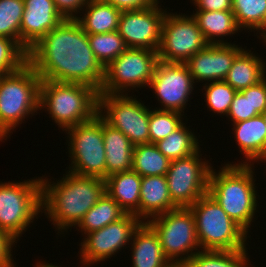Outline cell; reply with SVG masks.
Returning <instances> with one entry per match:
<instances>
[{
    "mask_svg": "<svg viewBox=\"0 0 266 267\" xmlns=\"http://www.w3.org/2000/svg\"><path fill=\"white\" fill-rule=\"evenodd\" d=\"M27 56L41 80L86 84L98 92L103 85L105 68L75 19H65L49 31Z\"/></svg>",
    "mask_w": 266,
    "mask_h": 267,
    "instance_id": "1",
    "label": "cell"
},
{
    "mask_svg": "<svg viewBox=\"0 0 266 267\" xmlns=\"http://www.w3.org/2000/svg\"><path fill=\"white\" fill-rule=\"evenodd\" d=\"M40 179L42 211L61 232L77 226L88 210L106 192L105 180L76 175L69 171L57 183L49 182L44 177Z\"/></svg>",
    "mask_w": 266,
    "mask_h": 267,
    "instance_id": "2",
    "label": "cell"
},
{
    "mask_svg": "<svg viewBox=\"0 0 266 267\" xmlns=\"http://www.w3.org/2000/svg\"><path fill=\"white\" fill-rule=\"evenodd\" d=\"M253 165L228 163L209 175L208 194L246 233L257 212Z\"/></svg>",
    "mask_w": 266,
    "mask_h": 267,
    "instance_id": "3",
    "label": "cell"
},
{
    "mask_svg": "<svg viewBox=\"0 0 266 267\" xmlns=\"http://www.w3.org/2000/svg\"><path fill=\"white\" fill-rule=\"evenodd\" d=\"M98 97L99 92L86 84L42 80L39 108L46 109L64 131L94 118Z\"/></svg>",
    "mask_w": 266,
    "mask_h": 267,
    "instance_id": "4",
    "label": "cell"
},
{
    "mask_svg": "<svg viewBox=\"0 0 266 267\" xmlns=\"http://www.w3.org/2000/svg\"><path fill=\"white\" fill-rule=\"evenodd\" d=\"M41 78L27 62L12 74L0 75V141L30 114L39 111Z\"/></svg>",
    "mask_w": 266,
    "mask_h": 267,
    "instance_id": "5",
    "label": "cell"
},
{
    "mask_svg": "<svg viewBox=\"0 0 266 267\" xmlns=\"http://www.w3.org/2000/svg\"><path fill=\"white\" fill-rule=\"evenodd\" d=\"M195 218L201 250L238 251L246 248L247 233L207 193L189 207Z\"/></svg>",
    "mask_w": 266,
    "mask_h": 267,
    "instance_id": "6",
    "label": "cell"
},
{
    "mask_svg": "<svg viewBox=\"0 0 266 267\" xmlns=\"http://www.w3.org/2000/svg\"><path fill=\"white\" fill-rule=\"evenodd\" d=\"M42 212L41 179L0 183V230L15 241ZM17 239V240H16Z\"/></svg>",
    "mask_w": 266,
    "mask_h": 267,
    "instance_id": "7",
    "label": "cell"
},
{
    "mask_svg": "<svg viewBox=\"0 0 266 267\" xmlns=\"http://www.w3.org/2000/svg\"><path fill=\"white\" fill-rule=\"evenodd\" d=\"M146 223L157 234L164 255L170 263L185 264L200 251L195 218L189 207H177Z\"/></svg>",
    "mask_w": 266,
    "mask_h": 267,
    "instance_id": "8",
    "label": "cell"
},
{
    "mask_svg": "<svg viewBox=\"0 0 266 267\" xmlns=\"http://www.w3.org/2000/svg\"><path fill=\"white\" fill-rule=\"evenodd\" d=\"M68 134L69 172L106 179V154L103 140V119L97 114L90 121L65 130Z\"/></svg>",
    "mask_w": 266,
    "mask_h": 267,
    "instance_id": "9",
    "label": "cell"
},
{
    "mask_svg": "<svg viewBox=\"0 0 266 267\" xmlns=\"http://www.w3.org/2000/svg\"><path fill=\"white\" fill-rule=\"evenodd\" d=\"M159 62L157 51L127 48L107 67L99 93L123 94L148 86Z\"/></svg>",
    "mask_w": 266,
    "mask_h": 267,
    "instance_id": "10",
    "label": "cell"
},
{
    "mask_svg": "<svg viewBox=\"0 0 266 267\" xmlns=\"http://www.w3.org/2000/svg\"><path fill=\"white\" fill-rule=\"evenodd\" d=\"M98 115L120 130L134 146L149 143L150 110L127 93H99Z\"/></svg>",
    "mask_w": 266,
    "mask_h": 267,
    "instance_id": "11",
    "label": "cell"
},
{
    "mask_svg": "<svg viewBox=\"0 0 266 267\" xmlns=\"http://www.w3.org/2000/svg\"><path fill=\"white\" fill-rule=\"evenodd\" d=\"M200 153L199 149L190 156L170 162L165 177L171 200L176 207H190L208 193L212 166L209 161L200 158Z\"/></svg>",
    "mask_w": 266,
    "mask_h": 267,
    "instance_id": "12",
    "label": "cell"
},
{
    "mask_svg": "<svg viewBox=\"0 0 266 267\" xmlns=\"http://www.w3.org/2000/svg\"><path fill=\"white\" fill-rule=\"evenodd\" d=\"M207 45L197 21L192 15L166 12L162 23L160 46L157 51L160 61L185 63Z\"/></svg>",
    "mask_w": 266,
    "mask_h": 267,
    "instance_id": "13",
    "label": "cell"
},
{
    "mask_svg": "<svg viewBox=\"0 0 266 267\" xmlns=\"http://www.w3.org/2000/svg\"><path fill=\"white\" fill-rule=\"evenodd\" d=\"M142 223L136 215L126 213L121 219L85 234L80 245V262L90 266L112 257L126 244L129 245L134 232Z\"/></svg>",
    "mask_w": 266,
    "mask_h": 267,
    "instance_id": "14",
    "label": "cell"
},
{
    "mask_svg": "<svg viewBox=\"0 0 266 267\" xmlns=\"http://www.w3.org/2000/svg\"><path fill=\"white\" fill-rule=\"evenodd\" d=\"M158 3L159 0L142 9L121 12L117 31L128 48L158 51L162 23L167 12Z\"/></svg>",
    "mask_w": 266,
    "mask_h": 267,
    "instance_id": "15",
    "label": "cell"
},
{
    "mask_svg": "<svg viewBox=\"0 0 266 267\" xmlns=\"http://www.w3.org/2000/svg\"><path fill=\"white\" fill-rule=\"evenodd\" d=\"M194 80L185 63H157L154 76L148 87L154 90L160 101L159 110L184 113L187 102L194 90ZM185 107V108H184Z\"/></svg>",
    "mask_w": 266,
    "mask_h": 267,
    "instance_id": "16",
    "label": "cell"
},
{
    "mask_svg": "<svg viewBox=\"0 0 266 267\" xmlns=\"http://www.w3.org/2000/svg\"><path fill=\"white\" fill-rule=\"evenodd\" d=\"M236 44H208L186 62L194 82L224 81L236 56L243 50ZM196 80V81H195Z\"/></svg>",
    "mask_w": 266,
    "mask_h": 267,
    "instance_id": "17",
    "label": "cell"
},
{
    "mask_svg": "<svg viewBox=\"0 0 266 267\" xmlns=\"http://www.w3.org/2000/svg\"><path fill=\"white\" fill-rule=\"evenodd\" d=\"M64 20L53 0H24L20 47L28 54L38 41Z\"/></svg>",
    "mask_w": 266,
    "mask_h": 267,
    "instance_id": "18",
    "label": "cell"
},
{
    "mask_svg": "<svg viewBox=\"0 0 266 267\" xmlns=\"http://www.w3.org/2000/svg\"><path fill=\"white\" fill-rule=\"evenodd\" d=\"M236 143L241 154L246 156L245 161L238 165H252L259 160L266 161V124L263 115L245 121L233 123ZM254 161V162H251Z\"/></svg>",
    "mask_w": 266,
    "mask_h": 267,
    "instance_id": "19",
    "label": "cell"
},
{
    "mask_svg": "<svg viewBox=\"0 0 266 267\" xmlns=\"http://www.w3.org/2000/svg\"><path fill=\"white\" fill-rule=\"evenodd\" d=\"M176 208L171 200L165 176L142 177L139 204L141 221L146 222V219L148 221Z\"/></svg>",
    "mask_w": 266,
    "mask_h": 267,
    "instance_id": "20",
    "label": "cell"
},
{
    "mask_svg": "<svg viewBox=\"0 0 266 267\" xmlns=\"http://www.w3.org/2000/svg\"><path fill=\"white\" fill-rule=\"evenodd\" d=\"M130 244L133 267H167L171 264L164 255L157 234L146 222L134 232Z\"/></svg>",
    "mask_w": 266,
    "mask_h": 267,
    "instance_id": "21",
    "label": "cell"
},
{
    "mask_svg": "<svg viewBox=\"0 0 266 267\" xmlns=\"http://www.w3.org/2000/svg\"><path fill=\"white\" fill-rule=\"evenodd\" d=\"M142 177L135 171L115 173L105 179L106 193L129 214L139 218Z\"/></svg>",
    "mask_w": 266,
    "mask_h": 267,
    "instance_id": "22",
    "label": "cell"
},
{
    "mask_svg": "<svg viewBox=\"0 0 266 267\" xmlns=\"http://www.w3.org/2000/svg\"><path fill=\"white\" fill-rule=\"evenodd\" d=\"M103 140L106 154V178L132 170L134 145L118 129L103 120Z\"/></svg>",
    "mask_w": 266,
    "mask_h": 267,
    "instance_id": "23",
    "label": "cell"
},
{
    "mask_svg": "<svg viewBox=\"0 0 266 267\" xmlns=\"http://www.w3.org/2000/svg\"><path fill=\"white\" fill-rule=\"evenodd\" d=\"M245 50L246 48L236 56L224 79L237 92L257 84L266 77V63L251 50Z\"/></svg>",
    "mask_w": 266,
    "mask_h": 267,
    "instance_id": "24",
    "label": "cell"
},
{
    "mask_svg": "<svg viewBox=\"0 0 266 267\" xmlns=\"http://www.w3.org/2000/svg\"><path fill=\"white\" fill-rule=\"evenodd\" d=\"M192 17L197 21L198 27L208 44H228L223 37L241 30L232 11L197 10L196 13L192 14Z\"/></svg>",
    "mask_w": 266,
    "mask_h": 267,
    "instance_id": "25",
    "label": "cell"
},
{
    "mask_svg": "<svg viewBox=\"0 0 266 267\" xmlns=\"http://www.w3.org/2000/svg\"><path fill=\"white\" fill-rule=\"evenodd\" d=\"M84 17L75 20L87 34L110 33L118 30L121 10L101 0H90Z\"/></svg>",
    "mask_w": 266,
    "mask_h": 267,
    "instance_id": "26",
    "label": "cell"
},
{
    "mask_svg": "<svg viewBox=\"0 0 266 267\" xmlns=\"http://www.w3.org/2000/svg\"><path fill=\"white\" fill-rule=\"evenodd\" d=\"M125 214L119 204L105 192L77 226L81 229L82 235L83 232L85 235L121 219Z\"/></svg>",
    "mask_w": 266,
    "mask_h": 267,
    "instance_id": "27",
    "label": "cell"
},
{
    "mask_svg": "<svg viewBox=\"0 0 266 267\" xmlns=\"http://www.w3.org/2000/svg\"><path fill=\"white\" fill-rule=\"evenodd\" d=\"M170 160L164 156L155 144L134 146L132 170L143 176H166Z\"/></svg>",
    "mask_w": 266,
    "mask_h": 267,
    "instance_id": "28",
    "label": "cell"
},
{
    "mask_svg": "<svg viewBox=\"0 0 266 267\" xmlns=\"http://www.w3.org/2000/svg\"><path fill=\"white\" fill-rule=\"evenodd\" d=\"M184 124L163 140L155 143L158 150L170 161L185 158L200 149L197 136L193 134L192 130L187 129L186 124Z\"/></svg>",
    "mask_w": 266,
    "mask_h": 267,
    "instance_id": "29",
    "label": "cell"
},
{
    "mask_svg": "<svg viewBox=\"0 0 266 267\" xmlns=\"http://www.w3.org/2000/svg\"><path fill=\"white\" fill-rule=\"evenodd\" d=\"M247 249L238 251L201 250L190 258L186 267H249ZM249 265V266H248Z\"/></svg>",
    "mask_w": 266,
    "mask_h": 267,
    "instance_id": "30",
    "label": "cell"
},
{
    "mask_svg": "<svg viewBox=\"0 0 266 267\" xmlns=\"http://www.w3.org/2000/svg\"><path fill=\"white\" fill-rule=\"evenodd\" d=\"M232 12L240 29L260 32L266 24V0H232Z\"/></svg>",
    "mask_w": 266,
    "mask_h": 267,
    "instance_id": "31",
    "label": "cell"
},
{
    "mask_svg": "<svg viewBox=\"0 0 266 267\" xmlns=\"http://www.w3.org/2000/svg\"><path fill=\"white\" fill-rule=\"evenodd\" d=\"M88 41L94 55L104 68L128 48L118 31L88 34Z\"/></svg>",
    "mask_w": 266,
    "mask_h": 267,
    "instance_id": "32",
    "label": "cell"
},
{
    "mask_svg": "<svg viewBox=\"0 0 266 267\" xmlns=\"http://www.w3.org/2000/svg\"><path fill=\"white\" fill-rule=\"evenodd\" d=\"M24 0H0V36L13 39L20 46V25Z\"/></svg>",
    "mask_w": 266,
    "mask_h": 267,
    "instance_id": "33",
    "label": "cell"
},
{
    "mask_svg": "<svg viewBox=\"0 0 266 267\" xmlns=\"http://www.w3.org/2000/svg\"><path fill=\"white\" fill-rule=\"evenodd\" d=\"M183 115L177 111L150 110L149 143L163 140L183 124ZM182 116V117H181Z\"/></svg>",
    "mask_w": 266,
    "mask_h": 267,
    "instance_id": "34",
    "label": "cell"
},
{
    "mask_svg": "<svg viewBox=\"0 0 266 267\" xmlns=\"http://www.w3.org/2000/svg\"><path fill=\"white\" fill-rule=\"evenodd\" d=\"M205 102L210 111L214 114L228 115L233 97L237 92L225 81L205 82Z\"/></svg>",
    "mask_w": 266,
    "mask_h": 267,
    "instance_id": "35",
    "label": "cell"
},
{
    "mask_svg": "<svg viewBox=\"0 0 266 267\" xmlns=\"http://www.w3.org/2000/svg\"><path fill=\"white\" fill-rule=\"evenodd\" d=\"M27 55L13 39L0 36V75L18 71L28 62Z\"/></svg>",
    "mask_w": 266,
    "mask_h": 267,
    "instance_id": "36",
    "label": "cell"
},
{
    "mask_svg": "<svg viewBox=\"0 0 266 267\" xmlns=\"http://www.w3.org/2000/svg\"><path fill=\"white\" fill-rule=\"evenodd\" d=\"M261 115L258 111H253V102L251 101V86L236 92L229 108L227 117L233 123L248 120Z\"/></svg>",
    "mask_w": 266,
    "mask_h": 267,
    "instance_id": "37",
    "label": "cell"
},
{
    "mask_svg": "<svg viewBox=\"0 0 266 267\" xmlns=\"http://www.w3.org/2000/svg\"><path fill=\"white\" fill-rule=\"evenodd\" d=\"M90 0H53L57 11L61 14L64 19H76V14L85 6ZM75 13V14H74Z\"/></svg>",
    "mask_w": 266,
    "mask_h": 267,
    "instance_id": "38",
    "label": "cell"
},
{
    "mask_svg": "<svg viewBox=\"0 0 266 267\" xmlns=\"http://www.w3.org/2000/svg\"><path fill=\"white\" fill-rule=\"evenodd\" d=\"M17 243L7 233L0 230V267H15L12 260V247ZM13 245V246H12Z\"/></svg>",
    "mask_w": 266,
    "mask_h": 267,
    "instance_id": "39",
    "label": "cell"
},
{
    "mask_svg": "<svg viewBox=\"0 0 266 267\" xmlns=\"http://www.w3.org/2000/svg\"><path fill=\"white\" fill-rule=\"evenodd\" d=\"M251 101L253 102V111L263 114L266 110V77L251 86Z\"/></svg>",
    "mask_w": 266,
    "mask_h": 267,
    "instance_id": "40",
    "label": "cell"
},
{
    "mask_svg": "<svg viewBox=\"0 0 266 267\" xmlns=\"http://www.w3.org/2000/svg\"><path fill=\"white\" fill-rule=\"evenodd\" d=\"M197 9L202 11H232V0H192Z\"/></svg>",
    "mask_w": 266,
    "mask_h": 267,
    "instance_id": "41",
    "label": "cell"
},
{
    "mask_svg": "<svg viewBox=\"0 0 266 267\" xmlns=\"http://www.w3.org/2000/svg\"><path fill=\"white\" fill-rule=\"evenodd\" d=\"M113 5L115 8L126 10H138L156 3L158 0H101Z\"/></svg>",
    "mask_w": 266,
    "mask_h": 267,
    "instance_id": "42",
    "label": "cell"
},
{
    "mask_svg": "<svg viewBox=\"0 0 266 267\" xmlns=\"http://www.w3.org/2000/svg\"><path fill=\"white\" fill-rule=\"evenodd\" d=\"M35 267H59L58 265L57 266H55V265H53V264H50V263H43V261H42V263L41 262H37V264L35 265Z\"/></svg>",
    "mask_w": 266,
    "mask_h": 267,
    "instance_id": "43",
    "label": "cell"
},
{
    "mask_svg": "<svg viewBox=\"0 0 266 267\" xmlns=\"http://www.w3.org/2000/svg\"><path fill=\"white\" fill-rule=\"evenodd\" d=\"M262 40H264L265 44H266V24L265 26L261 29V31L259 32Z\"/></svg>",
    "mask_w": 266,
    "mask_h": 267,
    "instance_id": "44",
    "label": "cell"
},
{
    "mask_svg": "<svg viewBox=\"0 0 266 267\" xmlns=\"http://www.w3.org/2000/svg\"><path fill=\"white\" fill-rule=\"evenodd\" d=\"M167 267H186V265L185 264H170V265H168Z\"/></svg>",
    "mask_w": 266,
    "mask_h": 267,
    "instance_id": "45",
    "label": "cell"
},
{
    "mask_svg": "<svg viewBox=\"0 0 266 267\" xmlns=\"http://www.w3.org/2000/svg\"><path fill=\"white\" fill-rule=\"evenodd\" d=\"M264 119H265V124H266V110L264 111V113L262 114Z\"/></svg>",
    "mask_w": 266,
    "mask_h": 267,
    "instance_id": "46",
    "label": "cell"
}]
</instances>
